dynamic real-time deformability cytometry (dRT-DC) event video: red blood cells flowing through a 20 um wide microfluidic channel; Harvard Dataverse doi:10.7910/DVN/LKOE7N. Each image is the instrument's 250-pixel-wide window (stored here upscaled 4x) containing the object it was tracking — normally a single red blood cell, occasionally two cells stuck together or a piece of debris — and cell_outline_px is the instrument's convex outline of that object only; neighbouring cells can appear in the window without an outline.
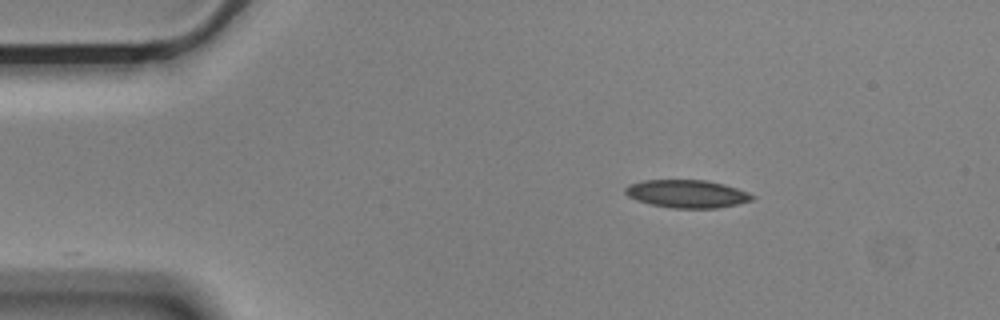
{"species": "Egyptian fruit bat (a non-hibernating species)", "species_latin": "Rousettus aegyptiacus", "temperature_condition": "cold", "stored_images_in_passage": 47, "camera_frame_rate_fps": 3000, "um_per_image_px": 0.085, "animal": {"sex": "male"}, "frame": {"image": 1, "passage_image": 1, "time_ms": 0.0, "image_size_px": [1000, 320], "cell_outline_px": [[756, 196], [752, 200], [736, 204], [716, 208], [672, 208], [652, 204], [636, 200], [628, 196], [624, 192], [624, 188], [628, 184], [644, 180], [708, 180], [724, 184], [748, 192]], "centroid_in_image_um": [58.38, 16.46], "position_along_channel_um": 26.6, "area_um2": 20.63}}
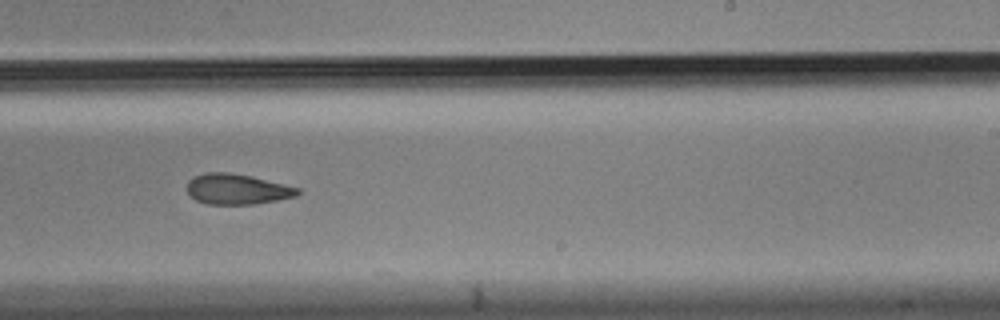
{"frame": {"image": 2, "passage_image": 26, "time_ms": 8.333, "image_size_px": [1000, 320], "cell_outline_px": [[300, 192], [296, 196], [256, 204], [208, 204], [196, 200], [188, 192], [188, 180], [192, 176], [204, 172], [228, 172], [252, 176], [300, 188]], "centroid_in_image_um": [20.14, 16.06], "position_along_channel_um": 268.9, "area_um2": 19.65}}
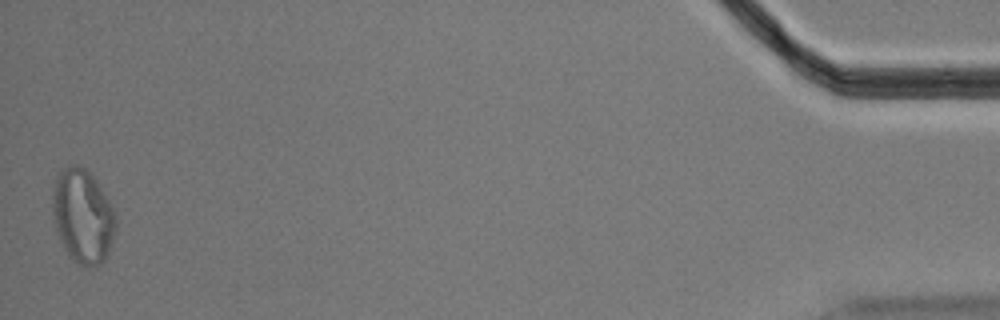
{"frame": {"image": 3, "passage_image": 47, "time_ms": 15.333, "image_size_px": [1000, 320], "cell_outline_px": [[116, 228], [108, 252], [104, 260], [100, 264], [80, 264], [72, 260], [68, 256], [56, 232], [52, 212], [52, 188], [56, 176], [68, 164], [76, 164], [84, 168], [96, 180], [116, 212]], "centroid_in_image_um": [7.01, 18.34], "position_along_channel_um": 428.2, "area_um2": 34.68}}